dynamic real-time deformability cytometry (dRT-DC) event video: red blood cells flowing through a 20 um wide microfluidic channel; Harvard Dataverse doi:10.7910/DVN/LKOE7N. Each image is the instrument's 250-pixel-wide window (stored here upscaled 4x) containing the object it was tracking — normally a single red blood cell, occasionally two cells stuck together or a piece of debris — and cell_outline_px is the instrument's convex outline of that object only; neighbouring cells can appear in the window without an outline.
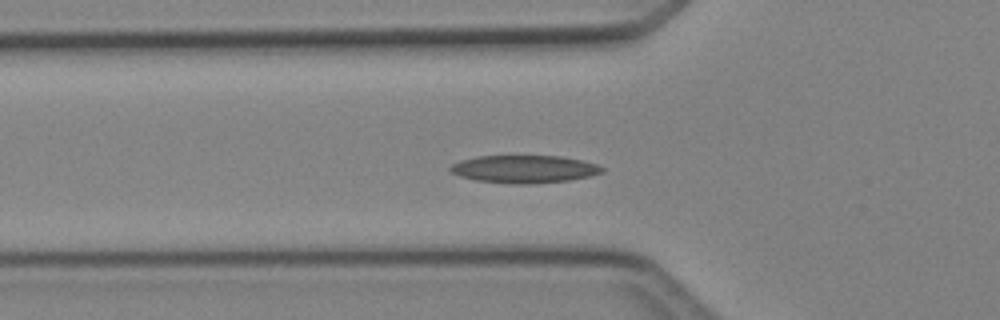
{"species": "Egyptian fruit bat (a non-hibernating species)", "species_latin": "Rousettus aegyptiacus", "temperature_condition": "cold", "stored_images_in_passage": 46, "camera_frame_rate_fps": 3000, "um_per_image_px": 0.085, "animal": {"sex": "female"}, "frame": {"image": 1, "passage_image": 16, "time_ms": 5.0, "image_size_px": [1000, 320], "cell_outline_px": [[604, 172], [588, 176], [568, 180], [528, 184], [512, 184], [476, 180], [460, 176], [452, 172], [448, 168], [452, 164], [460, 160], [476, 156], [560, 156], [580, 160], [596, 164], [604, 168]], "centroid_in_image_um": [44.53, 14.37], "position_along_channel_um": 81.3, "area_um2": 24.33}}
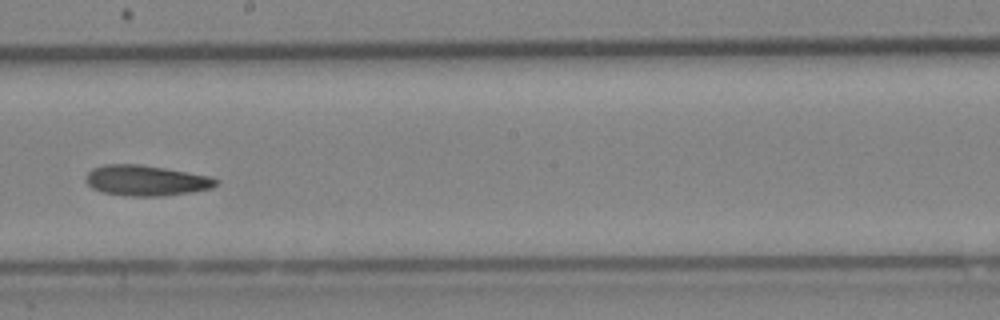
{"frame": {"image": 2, "passage_image": 27, "time_ms": 8.667, "image_size_px": [1000, 320], "cell_outline_px": [[220, 180], [212, 188], [192, 192], [164, 196], [128, 196], [104, 192], [92, 188], [84, 180], [84, 176], [92, 168], [104, 164], [140, 164], [164, 168], [208, 176]], "centroid_in_image_um": [12.38, 15.34], "position_along_channel_um": 235.8, "area_um2": 23.18}}
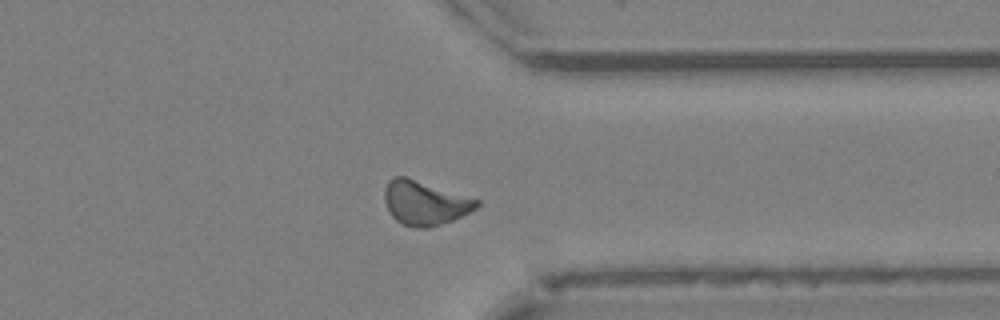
{"frame": {"image": 3, "passage_image": 37, "time_ms": 12.0, "image_size_px": [1000, 320], "cell_outline_px": [[480, 204], [476, 208], [452, 220], [428, 228], [416, 228], [404, 224], [396, 220], [388, 212], [384, 200], [384, 188], [388, 180], [392, 176], [408, 176], [480, 200]], "centroid_in_image_um": [36.07, 17.22], "position_along_channel_um": 375.3, "area_um2": 23.93}, "authors_computed_cell_mechanics": {"area_um2": 23.1489, "velocity_mm_per_s": 4.2249, "shape_relaxation_time_tau1_ms": 9.7379, "shape_relaxation_time_tau2_ms": null, "deformation_change_tau1": 0.1673, "deformation_change_tau2": null}}